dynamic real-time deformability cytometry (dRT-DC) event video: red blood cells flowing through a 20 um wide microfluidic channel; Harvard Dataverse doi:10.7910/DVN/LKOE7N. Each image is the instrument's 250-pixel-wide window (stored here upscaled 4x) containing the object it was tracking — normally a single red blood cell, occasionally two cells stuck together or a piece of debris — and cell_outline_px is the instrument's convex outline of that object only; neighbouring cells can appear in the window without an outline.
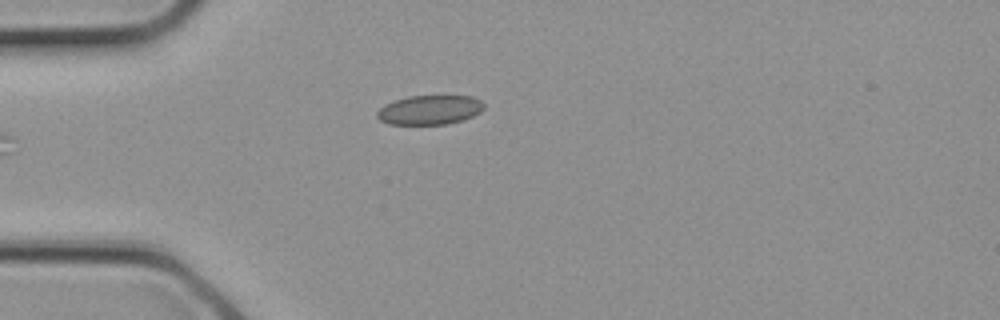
{"species": "common noctule bat (a hibernating species)", "species_latin": "Nyctalus noctula", "temperature_condition": "cold", "stored_images_in_passage": 3, "camera_frame_rate_fps": 3000, "um_per_image_px": 0.085, "animal": {"sex": "female", "body_mass_g": 21.9}, "frame": {"image": 1, "passage_image": 3, "time_ms": 0.667, "image_size_px": [1000, 320], "cell_outline_px": [[484, 108], [480, 112], [464, 120], [448, 124], [388, 124], [380, 120], [376, 116], [376, 112], [384, 104], [408, 96], [472, 96], [480, 100], [484, 104]], "centroid_in_image_um": [36.52, 9.34], "position_along_channel_um": 48.5, "area_um2": 18.32}}